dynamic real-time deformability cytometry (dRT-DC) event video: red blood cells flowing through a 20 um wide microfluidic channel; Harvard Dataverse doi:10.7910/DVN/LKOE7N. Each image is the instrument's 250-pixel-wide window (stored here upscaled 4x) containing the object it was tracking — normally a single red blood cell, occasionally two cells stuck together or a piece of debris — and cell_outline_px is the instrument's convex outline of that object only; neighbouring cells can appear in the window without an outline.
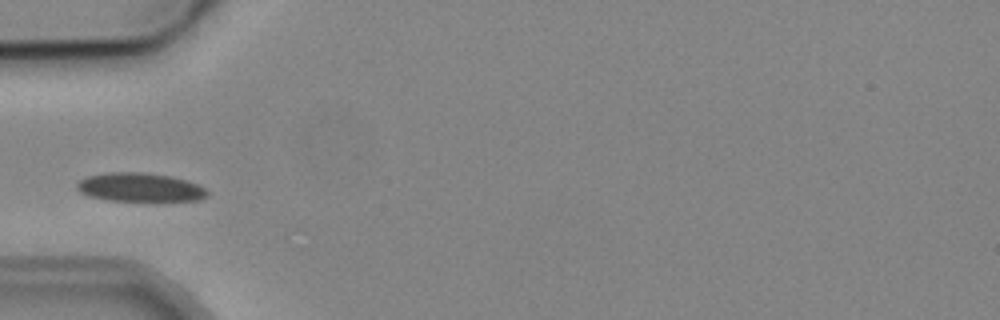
{"species": "common noctule bat (a hibernating species)", "species_latin": "Nyctalus noctula", "temperature_condition": "cold", "stored_images_in_passage": 1, "camera_frame_rate_fps": 3000, "um_per_image_px": 0.085, "animal": {"sex": "male", "body_mass_g": 19.2, "forearm_length_mm": 51.8}, "frame": {"image": 1, "passage_image": 1, "time_ms": 0.0, "image_size_px": [1000, 320], "cell_outline_px": [[208, 196], [200, 200], [108, 200], [88, 196], [80, 192], [76, 188], [76, 184], [80, 180], [88, 176], [108, 172], [144, 172], [172, 176], [196, 184], [204, 188], [208, 192]], "centroid_in_image_um": [11.86, 15.91], "position_along_channel_um": 73.1, "area_um2": 21.62}}